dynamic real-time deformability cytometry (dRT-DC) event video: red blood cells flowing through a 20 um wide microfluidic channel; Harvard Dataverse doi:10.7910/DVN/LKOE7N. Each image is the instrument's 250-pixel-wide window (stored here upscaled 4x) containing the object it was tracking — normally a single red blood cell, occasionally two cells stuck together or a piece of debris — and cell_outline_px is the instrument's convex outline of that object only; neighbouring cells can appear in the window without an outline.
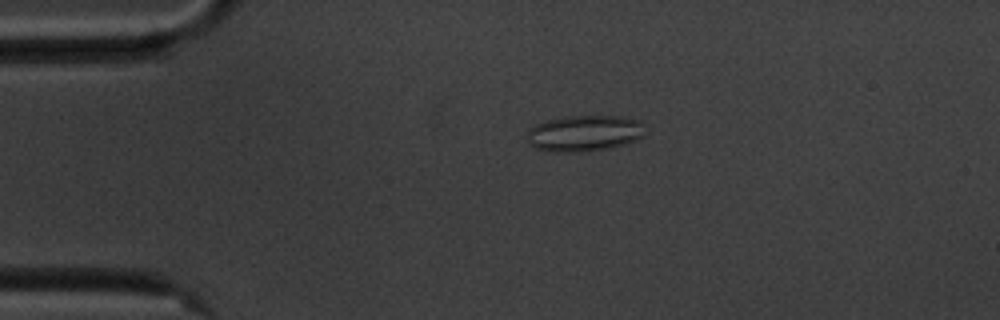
{"species": "common noctule bat (a hibernating species)", "species_latin": "Nyctalus noctula", "temperature_condition": "cold", "stored_images_in_passage": 56, "camera_frame_rate_fps": 3000, "um_per_image_px": 0.085, "animal": {"sex": "male", "body_mass_g": 20.1, "forearm_length_mm": 53.5}, "frame": {"image": 1, "passage_image": 12, "time_ms": 3.667, "image_size_px": [1000, 320], "cell_outline_px": [[644, 136], [624, 144], [608, 148], [588, 152], [548, 152], [536, 148], [528, 144], [528, 132], [536, 124], [544, 120], [568, 116], [612, 116], [640, 120], [644, 124]], "centroid_in_image_um": [49.65, 11.34], "position_along_channel_um": 35.3, "area_um2": 24.97}}
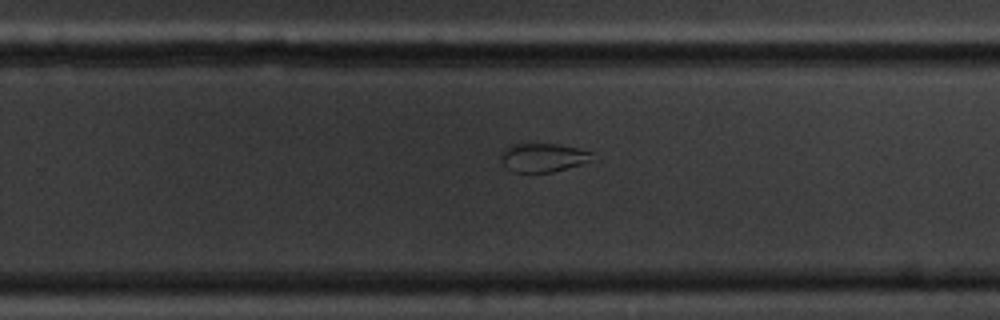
{"frame": {"image": 2, "passage_image": 36, "time_ms": 11.667, "image_size_px": [1000, 320], "cell_outline_px": [[592, 152], [588, 160], [580, 164], [552, 172], [512, 172], [504, 164], [500, 156], [500, 152], [508, 144], [556, 144], [576, 148]], "centroid_in_image_um": [46.06, 13.38], "position_along_channel_um": 283.7, "area_um2": 14.97}}
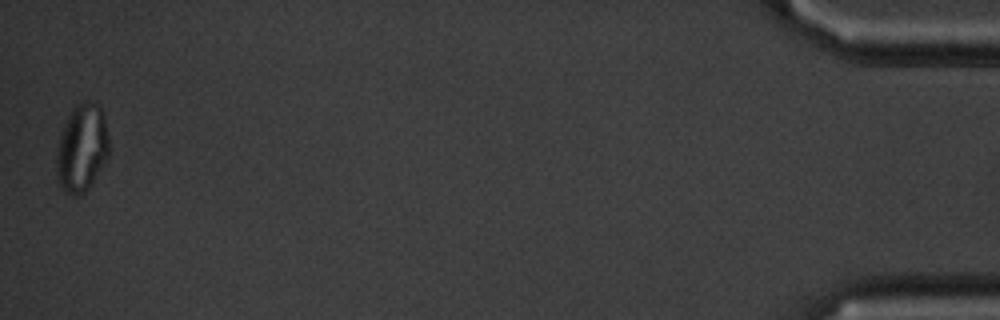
{"frame": {"image": 3, "passage_image": 56, "time_ms": 18.333, "image_size_px": [1000, 320], "cell_outline_px": [[108, 156], [88, 188], [84, 192], [76, 196], [72, 196], [64, 192], [60, 184], [56, 168], [56, 160], [60, 136], [68, 116], [72, 108], [76, 104], [84, 100], [88, 100], [100, 104], [104, 112], [108, 136]], "centroid_in_image_um": [6.97, 12.53], "position_along_channel_um": 428.2, "area_um2": 26.76}, "authors_computed_cell_mechanics": {"area_um2": 22.9466, "velocity_mm_per_s": 3.5397, "shape_relaxation_time_tau1_ms": null, "shape_relaxation_time_tau2_ms": 2.7059, "deformation_change_tau1": null, "deformation_change_tau2": 0.0701}}